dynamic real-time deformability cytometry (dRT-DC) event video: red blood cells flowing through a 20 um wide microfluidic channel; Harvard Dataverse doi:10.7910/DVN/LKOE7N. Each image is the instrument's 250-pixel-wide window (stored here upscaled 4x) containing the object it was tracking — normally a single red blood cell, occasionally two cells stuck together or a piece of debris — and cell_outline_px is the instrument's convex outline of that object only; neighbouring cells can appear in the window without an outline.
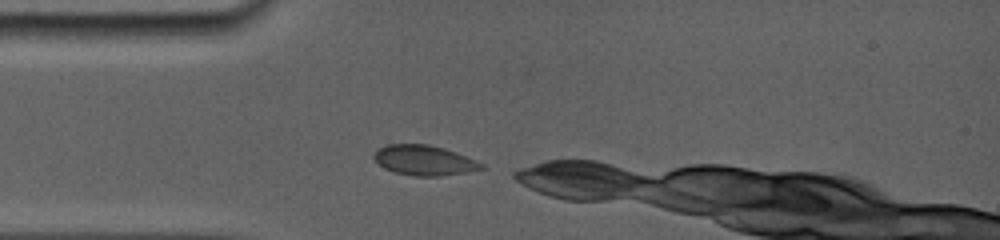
{"species": "common noctule bat (a hibernating species)", "species_latin": "Nyctalus noctula", "temperature_condition": "room temperature", "stored_images_in_passage": 4, "camera_frame_rate_fps": 5000, "um_per_image_px": 0.085, "animal": {"sex": "female", "body_mass_g": 19.0, "forearm_length_mm": 56.7}, "frame": {"image": 1, "passage_image": 1, "time_ms": 0.0, "image_size_px": [1000, 240], "cell_outline_px": [[488, 168], [440, 176], [412, 176], [396, 172], [384, 168], [372, 156], [380, 148], [388, 144], [424, 144], [440, 148], [464, 156], [484, 164]], "centroid_in_image_um": [36.04, 13.64], "position_along_channel_um": 49.0, "area_um2": 18.32}}